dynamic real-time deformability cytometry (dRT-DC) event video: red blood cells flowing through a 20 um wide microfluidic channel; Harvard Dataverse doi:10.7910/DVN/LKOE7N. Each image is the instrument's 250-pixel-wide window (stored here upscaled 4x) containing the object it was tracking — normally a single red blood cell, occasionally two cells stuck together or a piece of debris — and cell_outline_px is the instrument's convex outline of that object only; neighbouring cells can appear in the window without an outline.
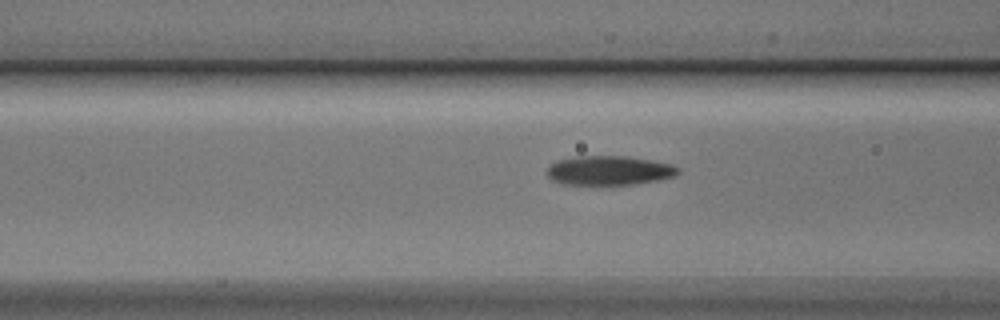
{"species": "Egyptian fruit bat (a non-hibernating species)", "species_latin": "Rousettus aegyptiacus", "temperature_condition": "cold", "stored_images_in_passage": 15, "camera_frame_rate_fps": 3000, "um_per_image_px": 0.085, "animal": {"sex": "male"}, "frame": {"image": 1, "passage_image": 13, "time_ms": 4.0, "image_size_px": [1000, 320], "cell_outline_px": [[680, 172], [676, 176], [660, 180], [636, 184], [564, 184], [552, 180], [548, 176], [548, 164], [556, 160], [580, 156], [628, 156], [672, 164], [680, 168]], "centroid_in_image_um": [51.81, 14.48], "position_along_channel_um": 114.8, "area_um2": 22.48}}